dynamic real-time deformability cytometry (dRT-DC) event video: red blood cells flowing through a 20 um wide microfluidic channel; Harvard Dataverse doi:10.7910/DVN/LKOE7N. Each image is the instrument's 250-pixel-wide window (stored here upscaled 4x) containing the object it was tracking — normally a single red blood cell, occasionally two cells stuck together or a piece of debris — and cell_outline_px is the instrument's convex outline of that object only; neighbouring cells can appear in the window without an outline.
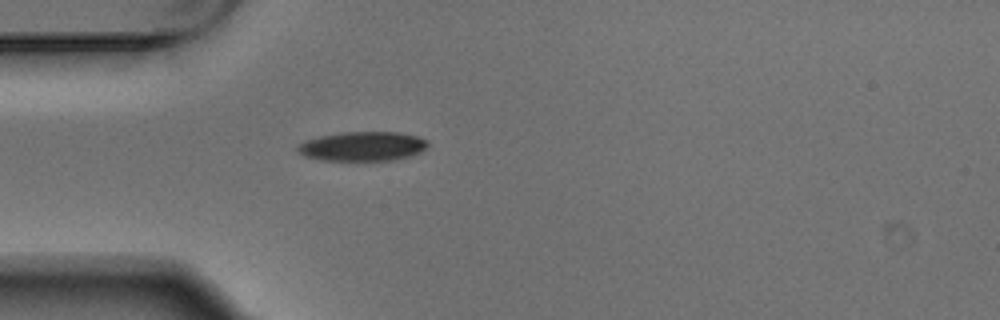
{"species": "Egyptian fruit bat (a non-hibernating species)", "species_latin": "Rousettus aegyptiacus", "temperature_condition": "warm", "stored_images_in_passage": 1, "camera_frame_rate_fps": 3000, "um_per_image_px": 0.085, "animal": {"sex": "male"}, "frame": {"image": 1, "passage_image": 1, "time_ms": 0.0, "image_size_px": [1000, 320], "cell_outline_px": [[428, 144], [420, 152], [408, 156], [392, 160], [320, 160], [304, 156], [296, 152], [296, 148], [304, 140], [320, 136], [340, 132], [400, 132], [416, 136], [428, 140]], "centroid_in_image_um": [30.77, 12.43], "position_along_channel_um": 54.2, "area_um2": 22.25}}